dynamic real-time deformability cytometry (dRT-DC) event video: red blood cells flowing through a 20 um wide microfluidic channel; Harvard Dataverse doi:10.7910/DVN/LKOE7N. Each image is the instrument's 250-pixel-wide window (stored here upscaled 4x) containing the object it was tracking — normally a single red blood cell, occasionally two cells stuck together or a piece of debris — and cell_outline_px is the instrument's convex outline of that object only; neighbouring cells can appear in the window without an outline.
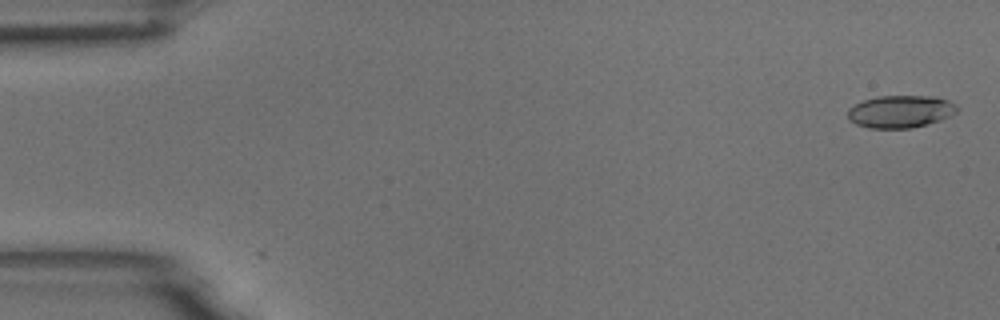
{"species": "common noctule bat (a hibernating species)", "species_latin": "Nyctalus noctula", "temperature_condition": "room temperature", "stored_images_in_passage": 5, "camera_frame_rate_fps": 3000, "um_per_image_px": 0.085, "animal": {"sex": "male", "body_mass_g": 18.8}, "frame": {"image": 1, "passage_image": 1, "time_ms": 0.0, "image_size_px": [1000, 320], "cell_outline_px": [[960, 108], [956, 112], [940, 120], [928, 124], [912, 128], [868, 128], [856, 124], [848, 120], [848, 108], [864, 100], [876, 96], [936, 96], [948, 100], [956, 104]], "centroid_in_image_um": [76.54, 9.48], "position_along_channel_um": 8.5, "area_um2": 20.81}}
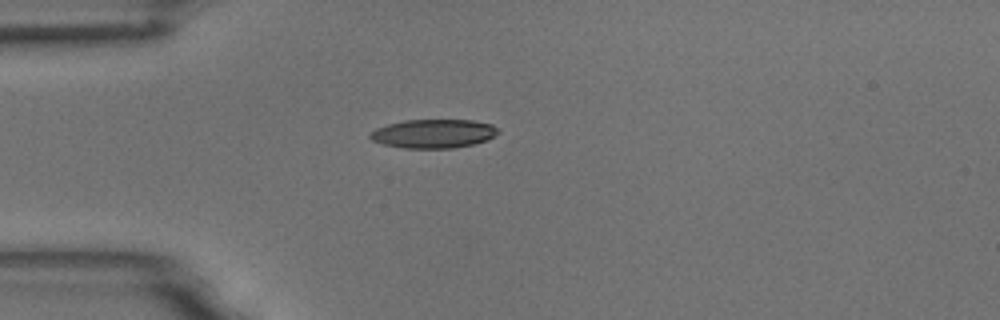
{"frame": {"image": 2, "passage_image": 5, "time_ms": 1.333, "image_size_px": [1000, 320], "cell_outline_px": [[500, 132], [488, 140], [472, 144], [452, 148], [404, 148], [384, 144], [372, 140], [368, 136], [376, 128], [388, 124], [404, 120], [472, 120], [492, 124]], "centroid_in_image_um": [36.86, 11.35], "position_along_channel_um": 48.1, "area_um2": 21.39}}